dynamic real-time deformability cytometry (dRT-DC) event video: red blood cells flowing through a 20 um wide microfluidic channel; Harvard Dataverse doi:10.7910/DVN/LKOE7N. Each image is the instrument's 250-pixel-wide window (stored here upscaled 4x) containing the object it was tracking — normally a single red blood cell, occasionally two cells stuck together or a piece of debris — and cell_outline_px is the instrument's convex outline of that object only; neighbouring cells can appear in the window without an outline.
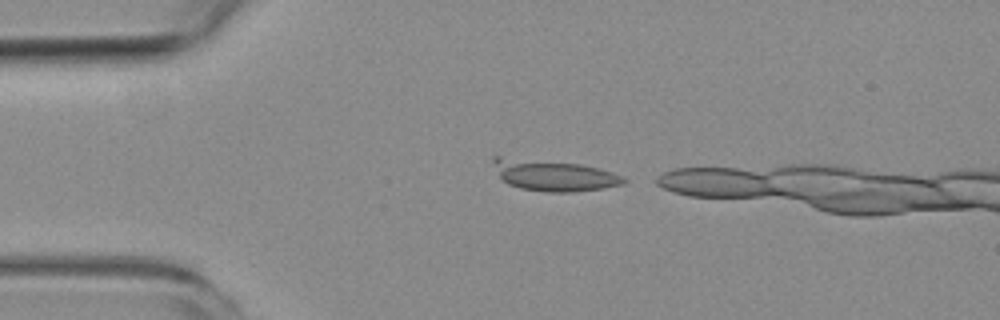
{"species": "common noctule bat (a hibernating species)", "species_latin": "Nyctalus noctula", "temperature_condition": "room temperature", "stored_images_in_passage": 3, "camera_frame_rate_fps": 3000, "um_per_image_px": 0.085, "animal": {"sex": "female", "body_mass_g": 19.3, "forearm_length_mm": 54.1}, "frame": {"image": 1, "passage_image": 1, "time_ms": 0.0, "image_size_px": [1000, 320], "cell_outline_px": [[628, 180], [624, 184], [604, 188], [572, 192], [544, 192], [520, 188], [508, 184], [500, 176], [492, 160], [492, 156], [500, 156], [580, 164], [600, 168], [624, 176]], "centroid_in_image_um": [47.11, 14.91], "position_along_channel_um": 37.9, "area_um2": 23.64}}